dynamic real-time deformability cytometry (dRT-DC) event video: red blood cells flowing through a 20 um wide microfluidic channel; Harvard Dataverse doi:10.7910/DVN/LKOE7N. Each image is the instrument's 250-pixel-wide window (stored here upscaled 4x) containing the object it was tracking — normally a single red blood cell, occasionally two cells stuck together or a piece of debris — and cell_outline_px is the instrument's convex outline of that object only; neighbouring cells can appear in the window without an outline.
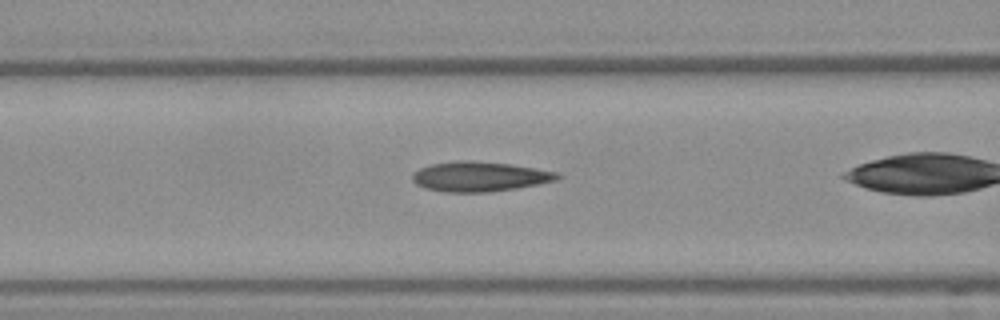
{"species": "Egyptian fruit bat (a non-hibernating species)", "species_latin": "Rousettus aegyptiacus", "temperature_condition": "warm", "stored_images_in_passage": 26, "camera_frame_rate_fps": 3000, "um_per_image_px": 0.085, "frame": {"image": 1, "passage_image": 9, "time_ms": 2.667, "image_size_px": [1000, 320], "cell_outline_px": [[560, 176], [556, 180], [516, 188], [492, 192], [444, 192], [428, 188], [416, 184], [412, 180], [412, 176], [420, 168], [432, 164], [456, 160], [468, 160], [512, 164], [536, 168], [556, 172]], "centroid_in_image_um": [40.76, 15.0], "position_along_channel_um": 125.8, "area_um2": 25.03}}
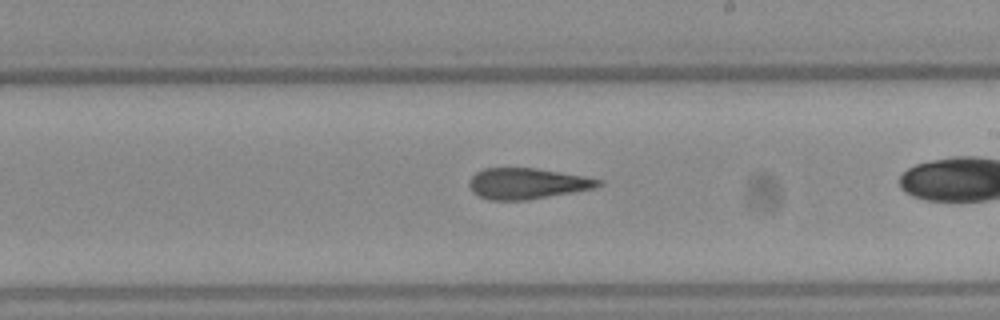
{"frame": {"image": 2, "passage_image": 17, "time_ms": 5.333, "image_size_px": [1000, 320], "cell_outline_px": [[604, 184], [596, 188], [528, 200], [488, 200], [472, 192], [468, 184], [472, 176], [476, 172], [484, 168], [536, 168], [588, 176], [604, 180]], "centroid_in_image_um": [44.86, 15.6], "position_along_channel_um": 244.1, "area_um2": 23.58}}
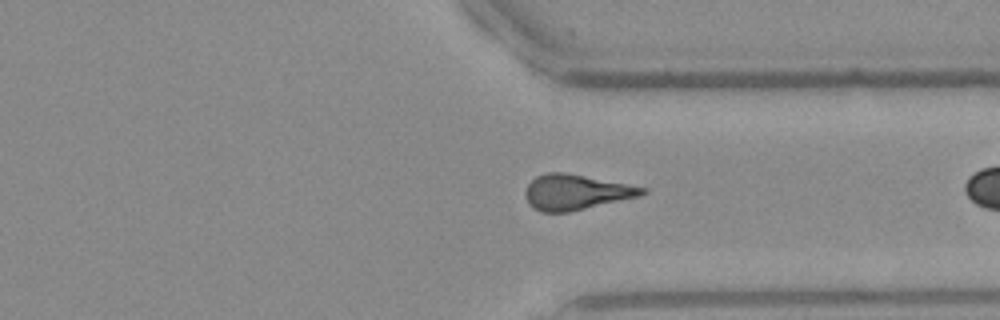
{"frame": {"image": 3, "passage_image": 25, "time_ms": 8.0, "image_size_px": [1000, 320], "cell_outline_px": [[648, 192], [640, 196], [568, 212], [540, 212], [532, 208], [528, 204], [524, 192], [528, 184], [536, 176], [548, 172], [568, 172], [648, 188]], "centroid_in_image_um": [48.94, 16.32], "position_along_channel_um": 362.5, "area_um2": 24.22}}